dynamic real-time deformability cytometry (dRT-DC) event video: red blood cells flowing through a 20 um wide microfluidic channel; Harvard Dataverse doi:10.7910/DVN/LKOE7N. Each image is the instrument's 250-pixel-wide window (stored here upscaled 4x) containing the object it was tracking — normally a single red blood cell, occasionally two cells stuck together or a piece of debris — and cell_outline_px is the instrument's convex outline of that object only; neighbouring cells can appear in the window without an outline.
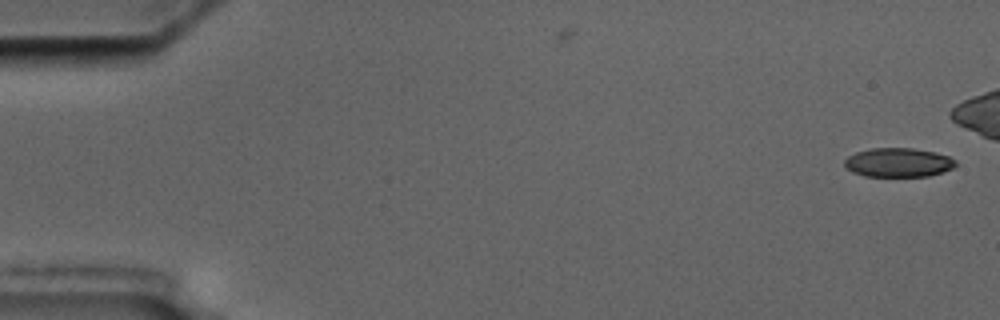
{"species": "common noctule bat (a hibernating species)", "species_latin": "Nyctalus noctula", "temperature_condition": "cold", "stored_images_in_passage": 7, "camera_frame_rate_fps": 3000, "um_per_image_px": 0.085, "animal": {"sex": "male", "body_mass_g": 17.5, "forearm_length_mm": 52.3}, "frame": {"image": 1, "passage_image": 1, "time_ms": 0.0, "image_size_px": [1000, 320], "cell_outline_px": [[956, 164], [952, 168], [944, 172], [928, 176], [864, 176], [852, 172], [844, 164], [844, 160], [848, 156], [856, 152], [872, 148], [912, 148], [936, 152], [948, 156], [956, 160]], "centroid_in_image_um": [76.36, 13.81], "position_along_channel_um": 8.6, "area_um2": 18.84}}